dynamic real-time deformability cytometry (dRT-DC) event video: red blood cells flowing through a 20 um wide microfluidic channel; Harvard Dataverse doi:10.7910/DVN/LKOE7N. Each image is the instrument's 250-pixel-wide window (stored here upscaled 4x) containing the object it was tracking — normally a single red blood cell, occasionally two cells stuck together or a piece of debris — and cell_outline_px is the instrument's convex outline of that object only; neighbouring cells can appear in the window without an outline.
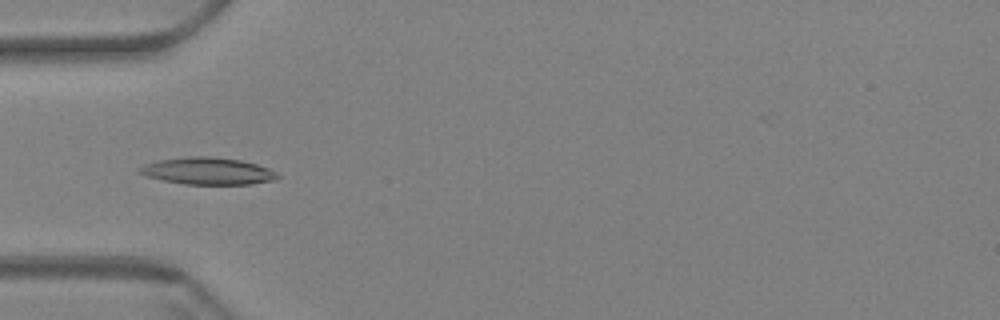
{"species": "Egyptian fruit bat (a non-hibernating species)", "species_latin": "Rousettus aegyptiacus", "temperature_condition": "warm", "stored_images_in_passage": 42, "camera_frame_rate_fps": 3000, "um_per_image_px": 0.085, "animal": {"sex": "female"}, "frame": {"image": 1, "passage_image": 4, "time_ms": 1.0, "image_size_px": [1000, 320], "cell_outline_px": [[280, 176], [276, 180], [252, 184], [184, 184], [164, 180], [148, 176], [136, 172], [136, 168], [144, 164], [156, 160], [192, 156], [208, 156], [240, 160], [256, 164], [268, 168], [276, 172]], "centroid_in_image_um": [17.64, 14.53], "position_along_channel_um": 67.4, "area_um2": 21.79}}
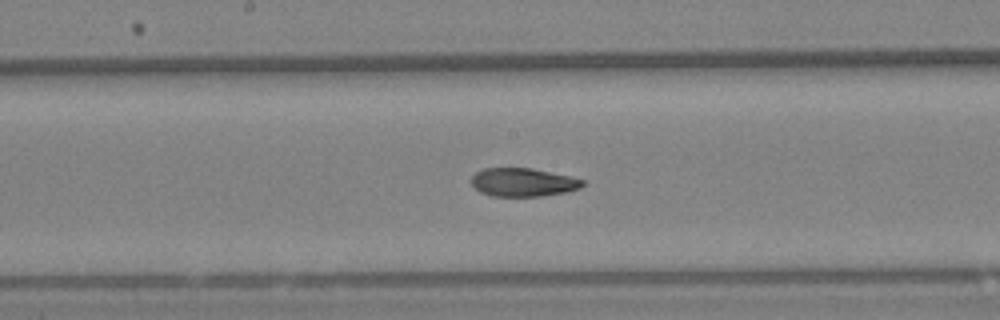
{"frame": {"image": 2, "passage_image": 16, "time_ms": 5.0, "image_size_px": [1000, 320], "cell_outline_px": [[584, 184], [580, 188], [568, 192], [544, 196], [492, 196], [480, 192], [472, 184], [472, 176], [476, 172], [484, 168], [532, 168], [568, 176], [584, 180]], "centroid_in_image_um": [44.47, 15.5], "position_along_channel_um": 203.7, "area_um2": 18.38}}
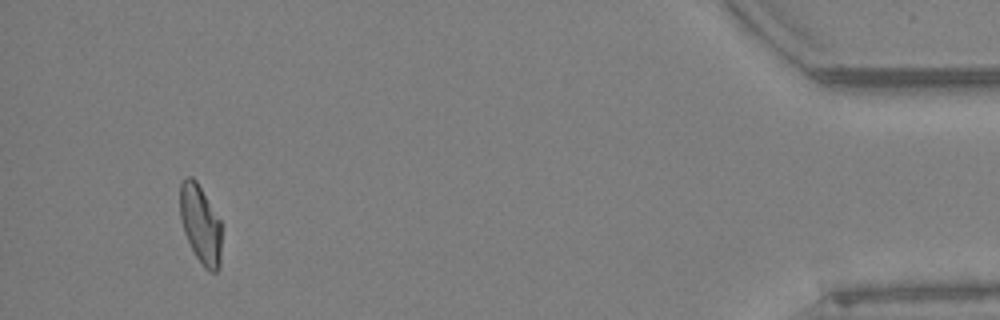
{"frame": {"image": 3, "passage_image": 41, "time_ms": 13.333, "image_size_px": [1000, 320], "cell_outline_px": [[220, 268], [216, 272], [212, 272], [204, 268], [196, 256], [184, 232], [180, 216], [180, 184], [188, 176], [192, 176], [196, 180], [220, 220]], "centroid_in_image_um": [17.03, 19.06], "position_along_channel_um": 418.2, "area_um2": 18.73}}